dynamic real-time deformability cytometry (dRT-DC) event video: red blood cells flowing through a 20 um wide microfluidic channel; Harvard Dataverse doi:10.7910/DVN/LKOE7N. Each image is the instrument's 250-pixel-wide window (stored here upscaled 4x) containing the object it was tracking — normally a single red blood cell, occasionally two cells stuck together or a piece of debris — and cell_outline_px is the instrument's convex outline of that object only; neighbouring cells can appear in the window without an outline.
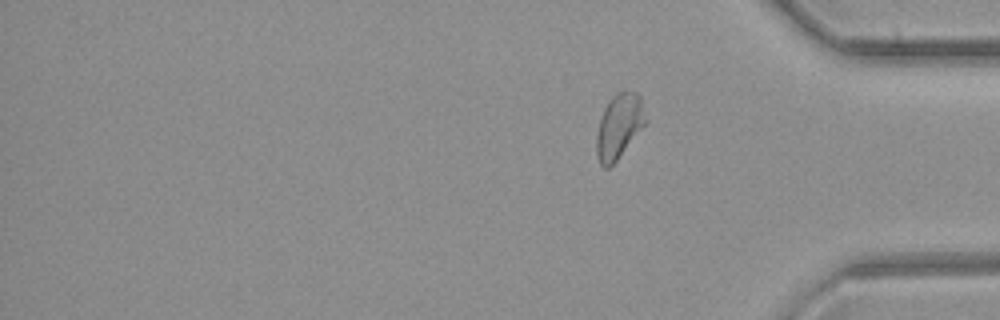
{"species": "common noctule bat (a hibernating species)", "species_latin": "Nyctalus noctula", "temperature_condition": "room temperature", "stored_images_in_passage": 32, "camera_frame_rate_fps": 3000, "um_per_image_px": 0.085, "animal": {"sex": "female", "body_mass_g": 21.9}, "frame": {"image": 1, "passage_image": 32, "time_ms": 10.333, "image_size_px": [1000, 320], "cell_outline_px": [[648, 120], [616, 160], [608, 168], [604, 168], [600, 164], [596, 152], [596, 136], [600, 120], [604, 108], [612, 96], [616, 92], [624, 88], [636, 92], [640, 96]], "centroid_in_image_um": [52.62, 10.66], "position_along_channel_um": 382.6, "area_um2": 18.5}}